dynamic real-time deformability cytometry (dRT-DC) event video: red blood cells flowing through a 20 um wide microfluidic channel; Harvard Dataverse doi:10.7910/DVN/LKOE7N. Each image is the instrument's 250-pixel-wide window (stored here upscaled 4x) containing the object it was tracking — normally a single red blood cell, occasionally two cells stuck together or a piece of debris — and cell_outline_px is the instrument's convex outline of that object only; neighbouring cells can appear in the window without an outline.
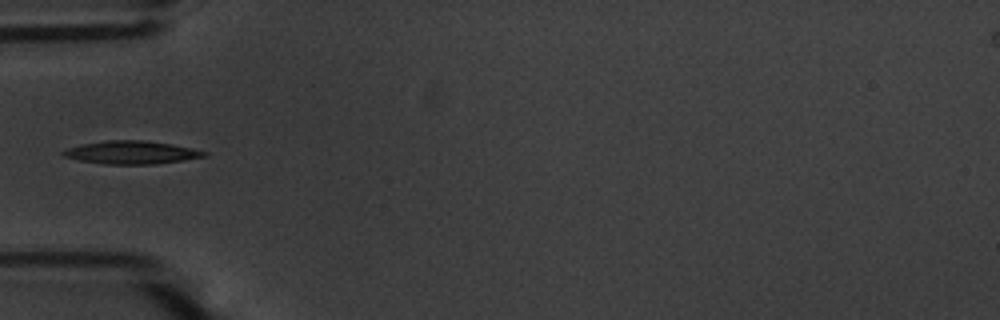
{"species": "common noctule bat (a hibernating species)", "species_latin": "Nyctalus noctula", "temperature_condition": "warm", "stored_images_in_passage": 38, "camera_frame_rate_fps": 3000, "um_per_image_px": 0.085, "animal": {"sex": "male", "body_mass_g": 20.1, "forearm_length_mm": 53.5}, "frame": {"image": 1, "passage_image": 1, "time_ms": 0.0, "image_size_px": [1000, 320], "cell_outline_px": [[208, 156], [184, 160], [156, 164], [104, 164], [80, 160], [64, 156], [60, 152], [64, 148], [80, 144], [104, 140], [144, 140], [172, 144], [192, 148], [208, 152]], "centroid_in_image_um": [11.16, 12.95], "position_along_channel_um": 73.8, "area_um2": 19.13}}